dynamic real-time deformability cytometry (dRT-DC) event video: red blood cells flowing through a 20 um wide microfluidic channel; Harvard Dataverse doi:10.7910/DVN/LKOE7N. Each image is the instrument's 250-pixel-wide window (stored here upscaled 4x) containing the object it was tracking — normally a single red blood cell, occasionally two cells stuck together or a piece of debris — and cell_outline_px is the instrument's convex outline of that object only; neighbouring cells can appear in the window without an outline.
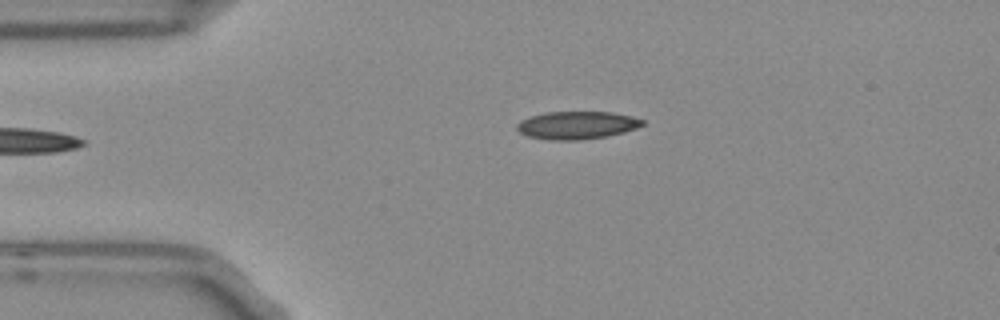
{"species": "Egyptian fruit bat (a non-hibernating species)", "species_latin": "Rousettus aegyptiacus", "temperature_condition": "room temperature", "stored_images_in_passage": 35, "camera_frame_rate_fps": 3000, "um_per_image_px": 0.085, "frame": {"image": 1, "passage_image": 1, "time_ms": 0.0, "image_size_px": [1000, 320], "cell_outline_px": [[644, 124], [636, 128], [624, 132], [604, 136], [580, 140], [548, 140], [528, 136], [520, 132], [516, 128], [516, 124], [520, 120], [528, 116], [544, 112], [612, 112], [632, 116], [644, 120]], "centroid_in_image_um": [49.0, 10.63], "position_along_channel_um": 36.0, "area_um2": 20.4}}
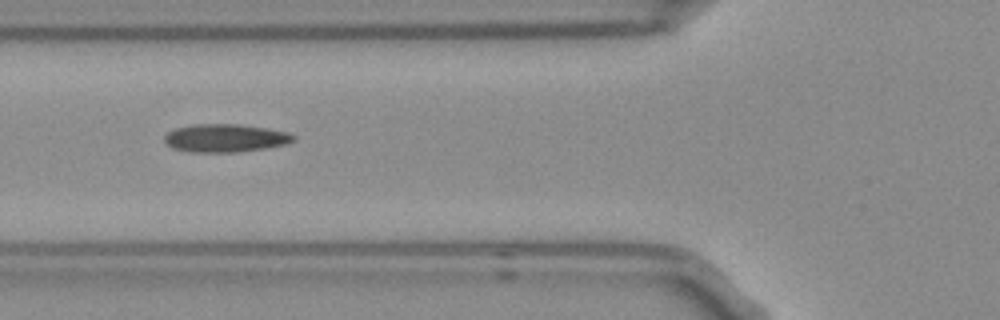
{"frame": {"image": 2, "passage_image": 9, "time_ms": 2.667, "image_size_px": [1000, 320], "cell_outline_px": [[296, 140], [284, 144], [268, 148], [236, 152], [188, 152], [172, 148], [164, 140], [164, 136], [168, 132], [176, 128], [192, 124], [240, 124], [268, 128], [288, 132], [296, 136]], "centroid_in_image_um": [19.16, 11.73], "position_along_channel_um": 106.6, "area_um2": 21.27}}
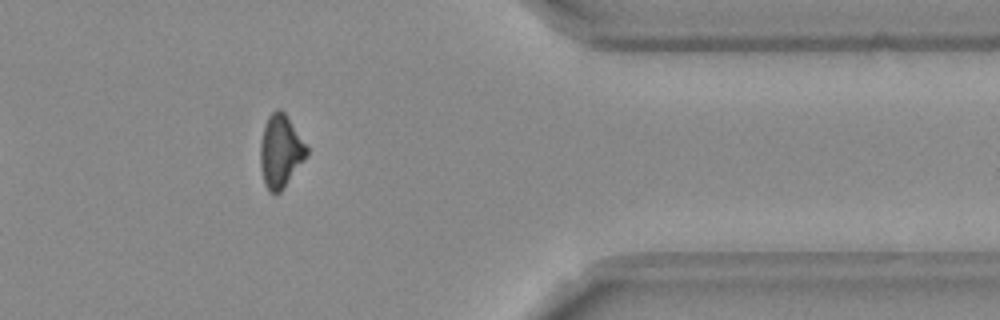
{"frame": {"image": 3, "passage_image": 33, "time_ms": 10.667, "image_size_px": [1000, 320], "cell_outline_px": [[308, 152], [304, 160], [280, 192], [268, 192], [264, 184], [260, 168], [260, 144], [264, 124], [268, 116], [276, 108], [280, 108], [284, 112], [308, 148]], "centroid_in_image_um": [23.81, 12.85], "position_along_channel_um": 387.6, "area_um2": 19.54}, "authors_computed_cell_mechanics": {"area_um2": 20.4034, "velocity_mm_per_s": 3.77, "shape_relaxation_time_tau1_ms": null, "shape_relaxation_time_tau2_ms": 6.4879, "deformation_change_tau1": null, "deformation_change_tau2": 0.1517}}